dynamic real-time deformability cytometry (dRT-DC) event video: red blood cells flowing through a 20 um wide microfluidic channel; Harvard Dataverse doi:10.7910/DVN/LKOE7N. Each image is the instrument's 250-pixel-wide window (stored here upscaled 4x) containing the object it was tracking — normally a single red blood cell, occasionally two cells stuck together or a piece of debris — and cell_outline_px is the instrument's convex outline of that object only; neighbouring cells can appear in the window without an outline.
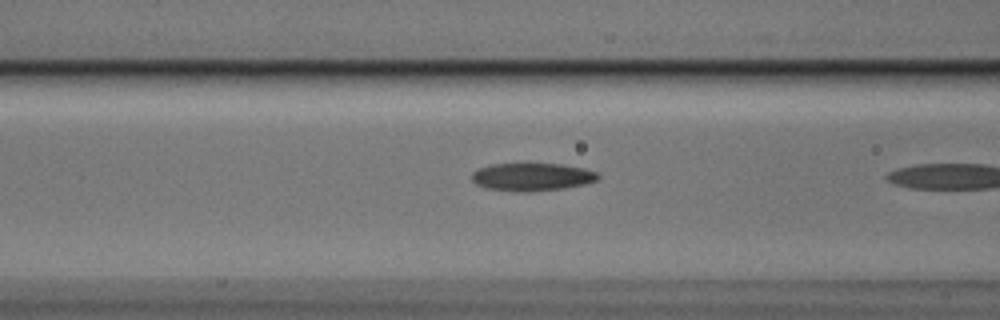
{"species": "Egyptian fruit bat (a non-hibernating species)", "species_latin": "Rousettus aegyptiacus", "temperature_condition": "cold", "stored_images_in_passage": 7, "camera_frame_rate_fps": 3000, "um_per_image_px": 0.085, "animal": {"sex": "male"}, "frame": {"image": 1, "passage_image": 6, "time_ms": 1.667, "image_size_px": [1000, 320], "cell_outline_px": [[600, 176], [596, 180], [584, 184], [564, 188], [532, 192], [520, 192], [484, 188], [476, 184], [472, 180], [472, 172], [480, 168], [492, 164], [560, 164], [584, 168], [596, 172]], "centroid_in_image_um": [45.2, 15.05], "position_along_channel_um": 121.4, "area_um2": 20.46}}